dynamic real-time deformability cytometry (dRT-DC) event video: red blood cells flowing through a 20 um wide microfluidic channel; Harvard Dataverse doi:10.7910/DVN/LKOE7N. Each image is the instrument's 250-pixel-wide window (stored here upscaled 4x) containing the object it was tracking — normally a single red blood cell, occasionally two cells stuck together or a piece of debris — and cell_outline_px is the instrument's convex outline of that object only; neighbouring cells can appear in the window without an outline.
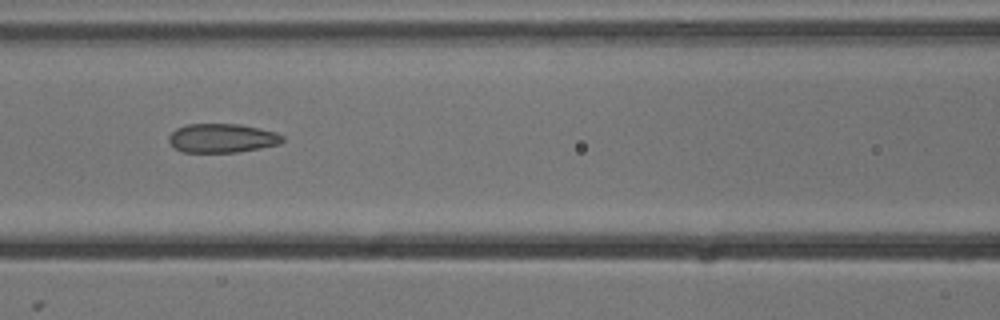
{"species": "common noctule bat (a hibernating species)", "species_latin": "Nyctalus noctula", "temperature_condition": "cold", "stored_images_in_passage": 5, "camera_frame_rate_fps": 3000, "um_per_image_px": 0.085, "animal": {"sex": "male", "body_mass_g": 13.3}, "frame": {"image": 1, "passage_image": 3, "time_ms": 0.667, "image_size_px": [1000, 320], "cell_outline_px": [[284, 140], [280, 144], [260, 148], [236, 152], [184, 152], [176, 148], [168, 140], [168, 136], [176, 128], [188, 124], [240, 124], [260, 128], [276, 132], [284, 136]], "centroid_in_image_um": [18.9, 11.73], "position_along_channel_um": 147.7, "area_um2": 19.19}}
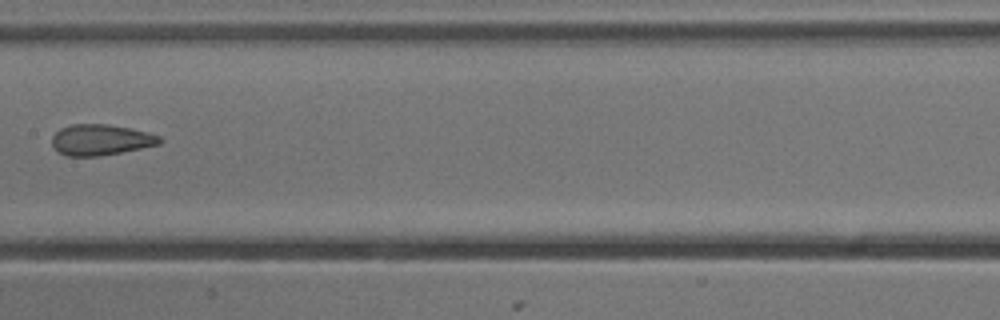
{"frame": {"image": 2, "passage_image": 4, "time_ms": 1.0, "image_size_px": [1000, 320], "cell_outline_px": [[164, 140], [160, 144], [100, 156], [64, 156], [52, 144], [52, 136], [60, 128], [72, 124], [108, 124], [132, 128], [148, 132], [160, 136]], "centroid_in_image_um": [8.58, 11.87], "position_along_channel_um": 198.8, "area_um2": 19.42}}
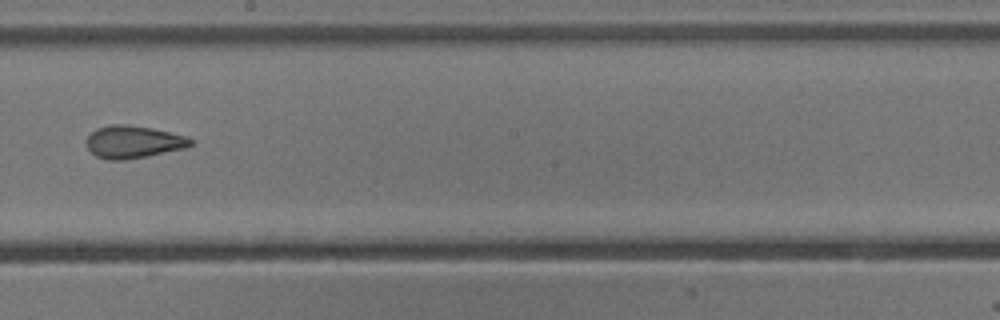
{"frame": {"image": 3, "passage_image": 5, "time_ms": 1.333, "image_size_px": [1000, 320], "cell_outline_px": [[196, 140], [192, 144], [184, 148], [148, 156], [124, 160], [108, 160], [96, 156], [88, 148], [88, 136], [96, 128], [108, 124], [128, 124], [152, 128], [188, 136]], "centroid_in_image_um": [11.37, 12.05], "position_along_channel_um": 236.8, "area_um2": 19.83}}